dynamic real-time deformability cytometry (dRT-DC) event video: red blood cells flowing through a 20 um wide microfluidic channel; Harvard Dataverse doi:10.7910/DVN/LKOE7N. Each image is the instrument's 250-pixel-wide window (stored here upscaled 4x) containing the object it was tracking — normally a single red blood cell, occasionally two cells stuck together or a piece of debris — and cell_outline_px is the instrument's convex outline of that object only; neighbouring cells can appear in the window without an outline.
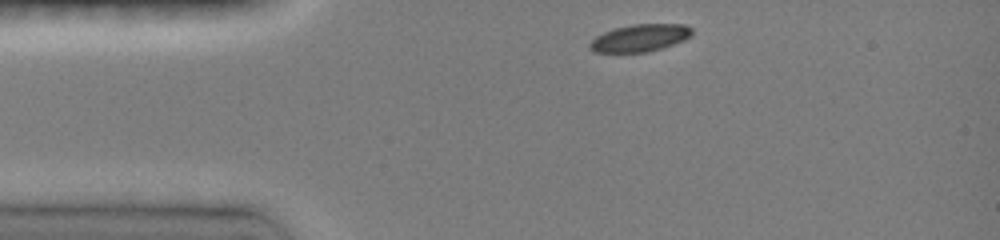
{"species": "common noctule bat (a hibernating species)", "species_latin": "Nyctalus noctula", "temperature_condition": "room temperature", "stored_images_in_passage": 10, "camera_frame_rate_fps": 3000, "um_per_image_px": 0.085, "animal": {"sex": "female", "body_mass_g": 19.0, "forearm_length_mm": 51.5}, "frame": {"image": 1, "passage_image": 1, "time_ms": 0.0, "image_size_px": [1000, 240], "cell_outline_px": [[692, 36], [684, 40], [660, 48], [644, 52], [596, 52], [588, 48], [588, 44], [596, 36], [604, 32], [616, 28], [632, 24], [684, 24], [692, 28]], "centroid_in_image_um": [54.39, 3.22], "position_along_channel_um": 30.6, "area_um2": 16.13}}
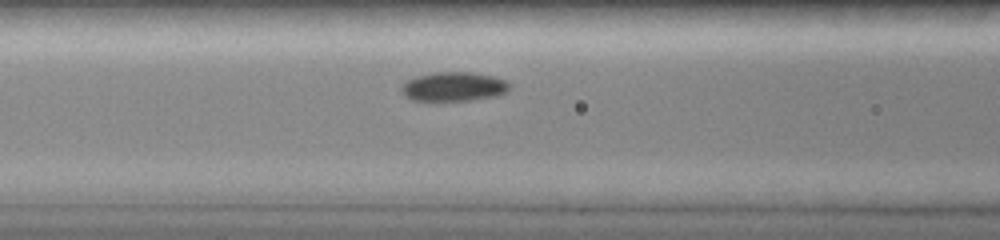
{"frame": {"image": 2, "passage_image": 6, "time_ms": 3.333, "image_size_px": [1000, 240], "cell_outline_px": [[508, 92], [496, 96], [472, 100], [412, 100], [404, 96], [400, 92], [400, 84], [416, 76], [436, 72], [472, 72], [492, 76], [504, 80], [508, 84]], "centroid_in_image_um": [38.51, 7.36], "position_along_channel_um": 128.1, "area_um2": 18.38}}
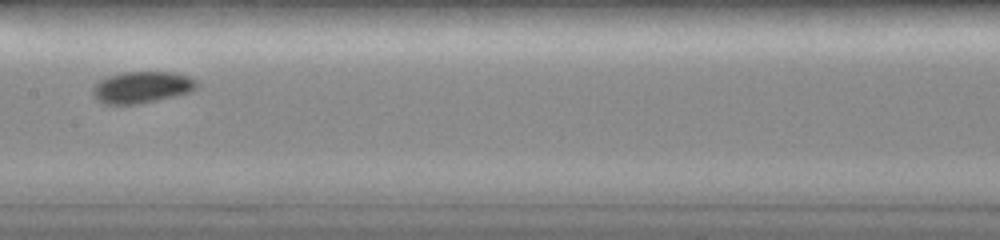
{"frame": {"image": 3, "passage_image": 9, "time_ms": 5.0, "image_size_px": [1000, 240], "cell_outline_px": [[200, 84], [196, 88], [188, 92], [176, 96], [136, 104], [104, 104], [92, 92], [92, 88], [100, 80], [108, 76], [120, 72], [172, 72], [188, 76], [196, 80]], "centroid_in_image_um": [12.08, 7.4], "position_along_channel_um": 195.3, "area_um2": 19.02}}